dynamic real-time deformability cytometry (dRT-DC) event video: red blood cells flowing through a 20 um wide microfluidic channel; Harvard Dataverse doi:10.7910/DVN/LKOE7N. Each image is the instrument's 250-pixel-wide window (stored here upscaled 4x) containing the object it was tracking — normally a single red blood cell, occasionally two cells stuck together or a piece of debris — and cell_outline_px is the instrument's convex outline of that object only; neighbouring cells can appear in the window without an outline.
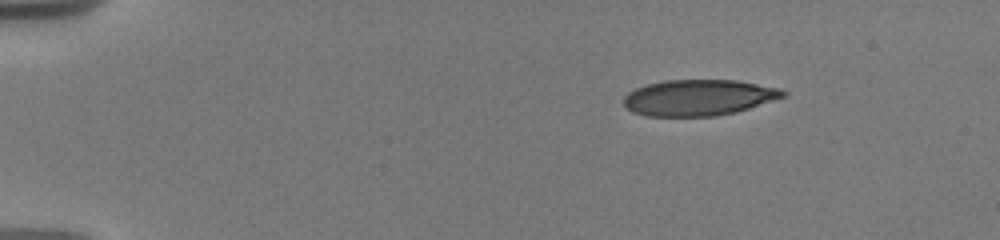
{"species": "human", "species_latin": "Homo sapiens", "temperature_condition": "warm", "stored_images_in_passage": 42, "camera_frame_rate_fps": 3000, "um_per_image_px": 0.085, "donor": {"sex": "male"}, "frame": {"image": 1, "passage_image": 1, "time_ms": 0.0, "image_size_px": [1000, 240], "cell_outline_px": [[788, 96], [748, 108], [716, 116], [644, 116], [632, 112], [624, 104], [624, 96], [628, 92], [636, 88], [648, 84], [664, 80], [736, 80], [780, 88], [788, 92]], "centroid_in_image_um": [59.39, 8.29], "position_along_channel_um": 25.6, "area_um2": 33.47}}
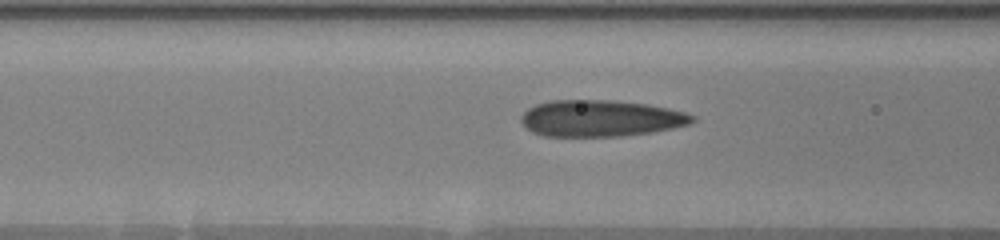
{"frame": {"image": 2, "passage_image": 30, "time_ms": 5.0, "image_size_px": [1000, 240], "cell_outline_px": [[696, 120], [688, 124], [672, 128], [652, 132], [620, 136], [544, 136], [532, 132], [520, 120], [520, 116], [528, 108], [536, 104], [548, 100], [612, 100], [648, 104], [668, 108], [684, 112], [696, 116]], "centroid_in_image_um": [51.05, 10.05], "position_along_channel_um": 115.6, "area_um2": 36.47}}
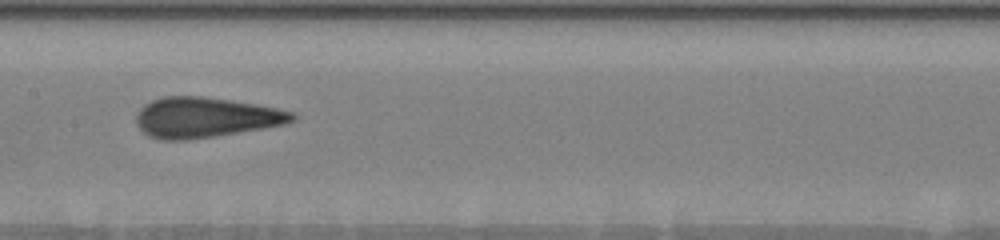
{"frame": {"image": 3, "passage_image": 41, "time_ms": 7.0, "image_size_px": [1000, 240], "cell_outline_px": [[296, 120], [288, 124], [216, 136], [188, 140], [160, 140], [148, 136], [136, 124], [136, 112], [144, 104], [152, 100], [164, 96], [204, 96], [232, 100], [256, 104], [296, 112]], "centroid_in_image_um": [17.48, 9.98], "position_along_channel_um": 189.9, "area_um2": 37.05}}